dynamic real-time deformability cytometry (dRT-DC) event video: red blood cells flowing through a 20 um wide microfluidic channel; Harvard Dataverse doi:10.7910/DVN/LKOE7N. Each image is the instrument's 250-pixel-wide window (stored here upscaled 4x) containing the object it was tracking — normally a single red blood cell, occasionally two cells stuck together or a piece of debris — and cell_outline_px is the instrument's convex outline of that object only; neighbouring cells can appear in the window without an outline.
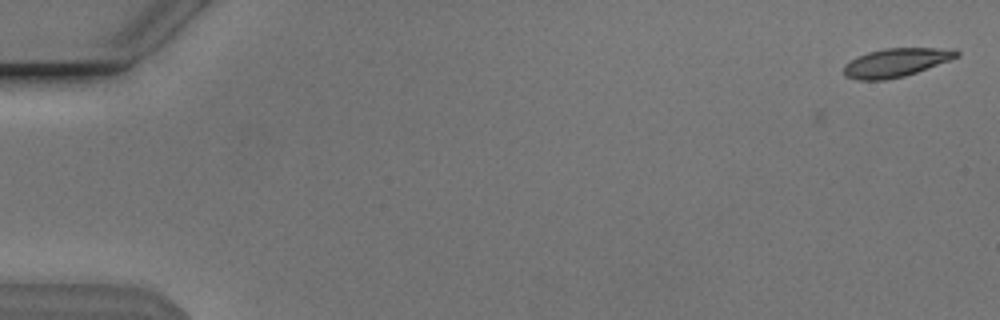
{"species": "Egyptian fruit bat (a non-hibernating species)", "species_latin": "Rousettus aegyptiacus", "temperature_condition": "cold", "stored_images_in_passage": 5, "camera_frame_rate_fps": 3000, "um_per_image_px": 0.085, "animal": {"sex": "male"}, "frame": {"image": 1, "passage_image": 5, "time_ms": 1.333, "image_size_px": [1000, 320], "cell_outline_px": [[960, 56], [916, 72], [904, 76], [884, 80], [856, 80], [844, 76], [844, 64], [856, 56], [868, 52], [884, 48], [956, 48], [960, 52]], "centroid_in_image_um": [76.15, 5.31], "position_along_channel_um": 8.9, "area_um2": 18.9}}